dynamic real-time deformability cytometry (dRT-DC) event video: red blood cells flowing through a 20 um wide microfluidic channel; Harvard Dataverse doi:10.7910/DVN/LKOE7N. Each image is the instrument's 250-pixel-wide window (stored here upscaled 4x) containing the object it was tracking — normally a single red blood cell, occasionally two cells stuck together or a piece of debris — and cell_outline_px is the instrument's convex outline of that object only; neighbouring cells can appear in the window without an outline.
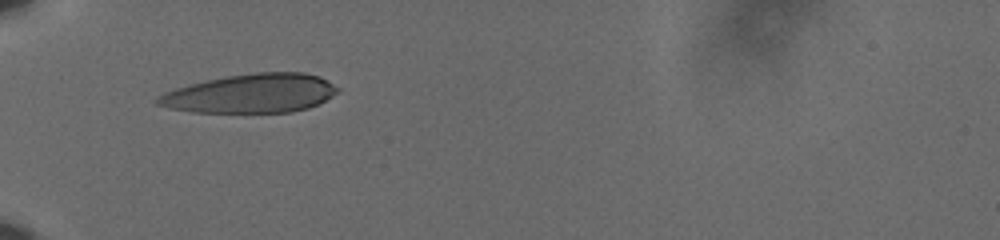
{"species": "human", "species_latin": "Homo sapiens", "temperature_condition": "cold", "stored_images_in_passage": 34, "camera_frame_rate_fps": 3000, "um_per_image_px": 0.085, "donor": {"sex": "male"}, "frame": {"image": 1, "passage_image": 1, "time_ms": 0.0, "image_size_px": [1000, 240], "cell_outline_px": [[340, 88], [332, 96], [308, 108], [292, 112], [192, 112], [168, 108], [156, 104], [156, 100], [164, 92], [176, 88], [208, 80], [228, 76], [252, 72], [304, 72], [320, 76]], "centroid_in_image_um": [21.34, 7.94], "position_along_channel_um": 63.7, "area_um2": 40.58}}
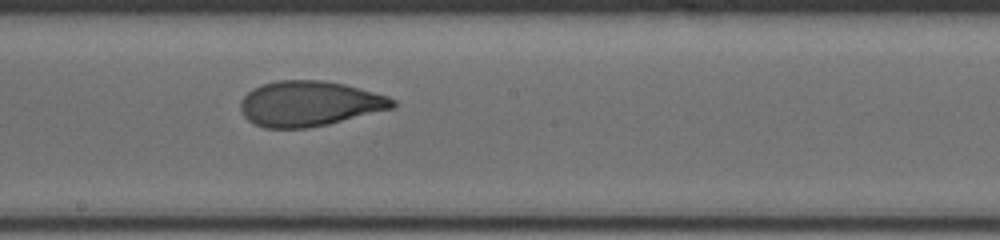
{"frame": {"image": 2, "passage_image": 15, "time_ms": 4.667, "image_size_px": [1000, 240], "cell_outline_px": [[396, 108], [328, 124], [308, 128], [264, 128], [248, 120], [244, 116], [240, 108], [240, 100], [248, 92], [264, 84], [276, 80], [320, 80], [344, 84], [388, 96], [396, 100]], "centroid_in_image_um": [26.32, 8.82], "position_along_channel_um": 221.9, "area_um2": 40.11}}
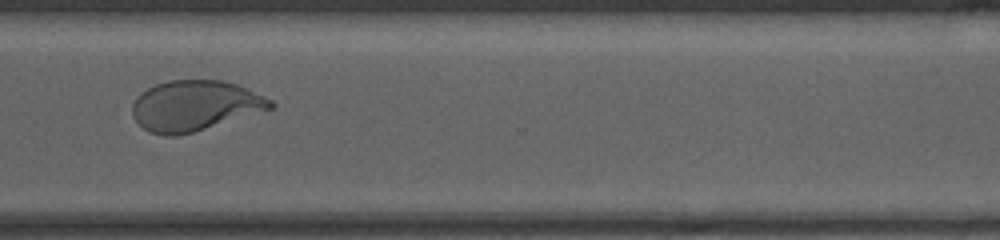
{"frame": {"image": 3, "passage_image": 26, "time_ms": 8.333, "image_size_px": [1000, 240], "cell_outline_px": [[276, 104], [272, 108], [192, 132], [176, 136], [164, 136], [148, 132], [132, 116], [132, 104], [140, 92], [156, 84], [168, 80], [224, 80], [236, 84], [264, 96], [272, 100]], "centroid_in_image_um": [16.52, 8.97], "position_along_channel_um": 354.1, "area_um2": 40.29}, "authors_computed_cell_mechanics": {"area_um2": 40.5178, "velocity_mm_per_s": 3.6188, "shape_relaxation_time_tau1_ms": 6.6502, "shape_relaxation_time_tau2_ms": 1.2091, "deformation_change_tau1": 0.2121, "deformation_change_tau2": 0.0709}}